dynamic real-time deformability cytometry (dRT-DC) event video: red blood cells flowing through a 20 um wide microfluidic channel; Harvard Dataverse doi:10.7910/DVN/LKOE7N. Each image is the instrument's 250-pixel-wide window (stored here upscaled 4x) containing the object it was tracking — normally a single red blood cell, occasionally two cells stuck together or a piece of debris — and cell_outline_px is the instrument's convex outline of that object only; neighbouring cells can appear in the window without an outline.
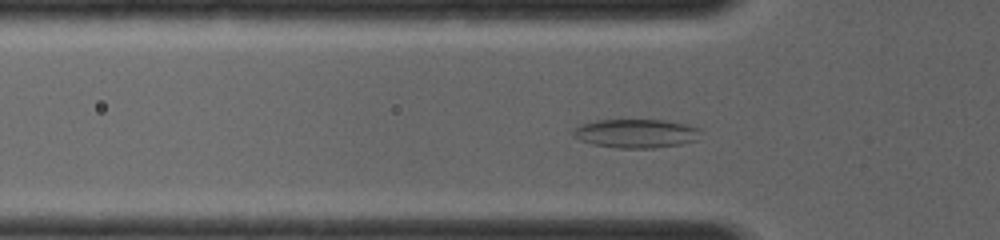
{"species": "common noctule bat (a hibernating species)", "species_latin": "Nyctalus noctula", "temperature_condition": "room temperature", "stored_images_in_passage": 44, "camera_frame_rate_fps": 4000, "um_per_image_px": 0.085, "animal": {"sex": "female", "body_mass_g": 19.0, "forearm_length_mm": 56.7}, "frame": {"image": 1, "passage_image": 10, "time_ms": 2.25, "image_size_px": [1000, 240], "cell_outline_px": [[700, 128], [696, 140], [680, 144], [652, 148], [616, 148], [592, 144], [580, 140], [572, 136], [572, 132], [580, 124], [596, 120], [664, 120], [688, 124]], "centroid_in_image_um": [54.03, 11.34], "position_along_channel_um": 71.8, "area_um2": 21.39}}
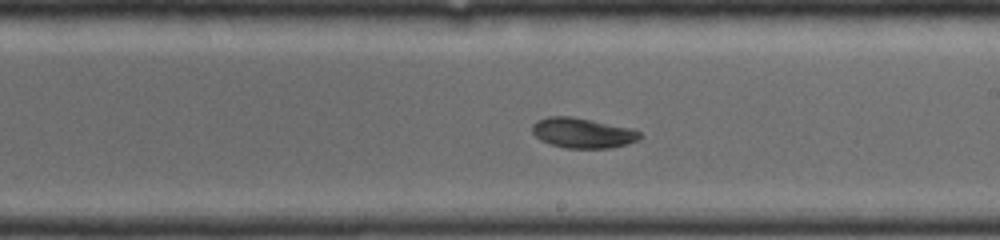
{"frame": {"image": 2, "passage_image": 24, "time_ms": 5.75, "image_size_px": [1000, 240], "cell_outline_px": [[644, 136], [640, 140], [628, 144], [612, 148], [564, 148], [548, 144], [540, 140], [532, 132], [532, 124], [536, 120], [548, 116], [572, 116], [636, 128]], "centroid_in_image_um": [49.58, 11.3], "position_along_channel_um": 239.4, "area_um2": 19.54}}
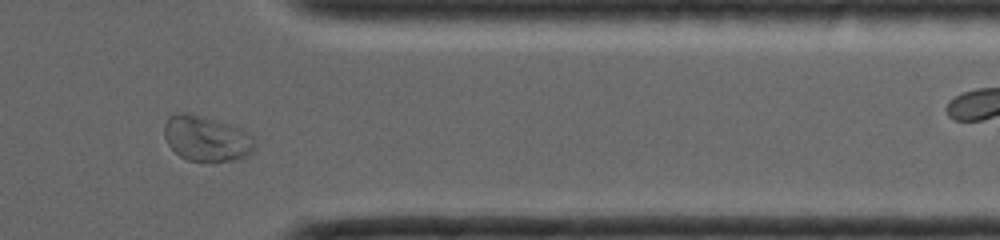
{"frame": {"image": 3, "passage_image": 37, "time_ms": 9.0, "image_size_px": [1000, 240], "cell_outline_px": [[256, 148], [248, 156], [236, 160], [188, 160], [180, 156], [168, 144], [164, 136], [164, 124], [168, 116], [176, 112], [192, 112], [240, 128], [248, 132], [256, 140]], "centroid_in_image_um": [17.56, 11.74], "position_along_channel_um": 393.8, "area_um2": 24.16}}